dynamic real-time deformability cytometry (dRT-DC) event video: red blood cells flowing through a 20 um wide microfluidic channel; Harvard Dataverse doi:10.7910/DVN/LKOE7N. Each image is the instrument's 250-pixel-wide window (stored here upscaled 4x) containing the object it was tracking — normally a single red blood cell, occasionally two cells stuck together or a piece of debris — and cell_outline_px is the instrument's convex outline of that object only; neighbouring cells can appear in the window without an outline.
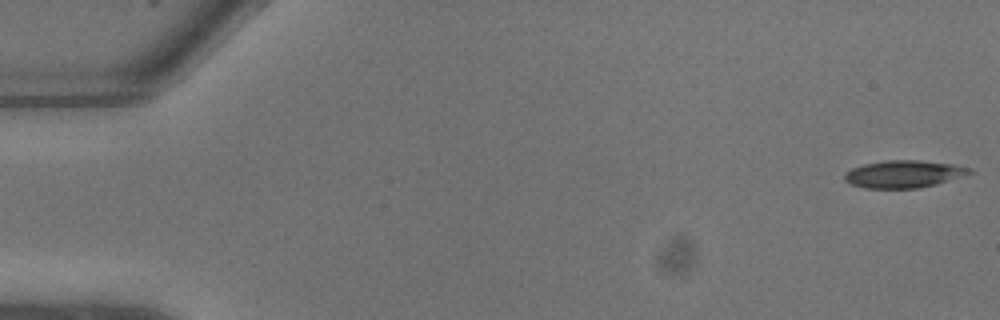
{"species": "common noctule bat (a hibernating species)", "species_latin": "Nyctalus noctula", "temperature_condition": "warm", "stored_images_in_passage": 10, "camera_frame_rate_fps": 3000, "um_per_image_px": 0.085, "animal": {"sex": "male", "body_mass_g": 13.3}, "frame": {"image": 1, "passage_image": 1, "time_ms": 0.0, "image_size_px": [1000, 320], "cell_outline_px": [[972, 172], [936, 184], [920, 188], [864, 188], [848, 184], [844, 180], [844, 176], [852, 168], [864, 164], [888, 160], [920, 160], [952, 164], [972, 168]], "centroid_in_image_um": [76.78, 14.79], "position_along_channel_um": 8.2, "area_um2": 19.77}}
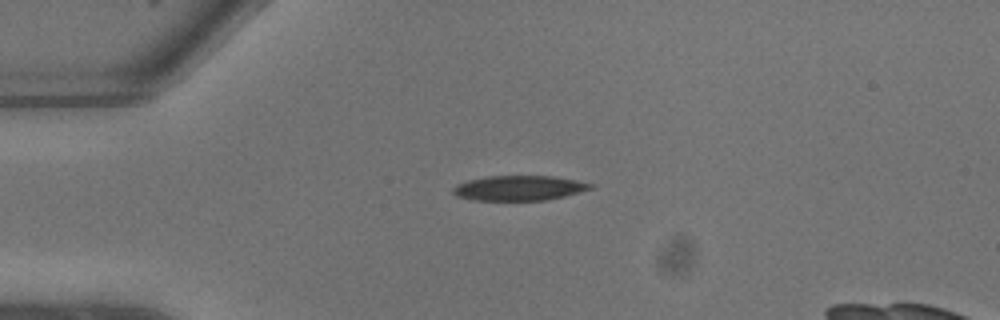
{"frame": {"image": 2, "passage_image": 6, "time_ms": 1.667, "image_size_px": [1000, 320], "cell_outline_px": [[596, 184], [592, 188], [564, 196], [548, 200], [472, 200], [456, 196], [452, 192], [452, 188], [456, 184], [468, 180], [488, 176], [552, 176], [576, 180]], "centroid_in_image_um": [44.1, 15.98], "position_along_channel_um": 40.9, "area_um2": 20.0}}
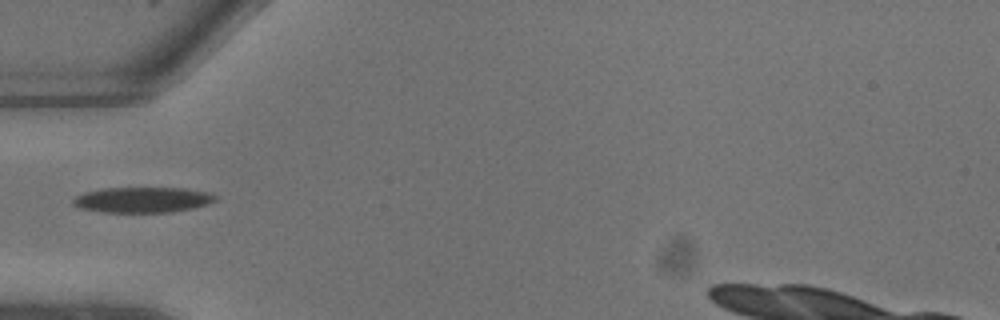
{"frame": {"image": 3, "passage_image": 8, "time_ms": 2.333, "image_size_px": [1000, 320], "cell_outline_px": [[216, 200], [208, 204], [192, 208], [172, 212], [100, 212], [80, 208], [72, 204], [72, 200], [76, 196], [84, 192], [104, 188], [184, 188], [208, 192], [216, 196]], "centroid_in_image_um": [12.1, 16.98], "position_along_channel_um": 72.9, "area_um2": 21.15}}